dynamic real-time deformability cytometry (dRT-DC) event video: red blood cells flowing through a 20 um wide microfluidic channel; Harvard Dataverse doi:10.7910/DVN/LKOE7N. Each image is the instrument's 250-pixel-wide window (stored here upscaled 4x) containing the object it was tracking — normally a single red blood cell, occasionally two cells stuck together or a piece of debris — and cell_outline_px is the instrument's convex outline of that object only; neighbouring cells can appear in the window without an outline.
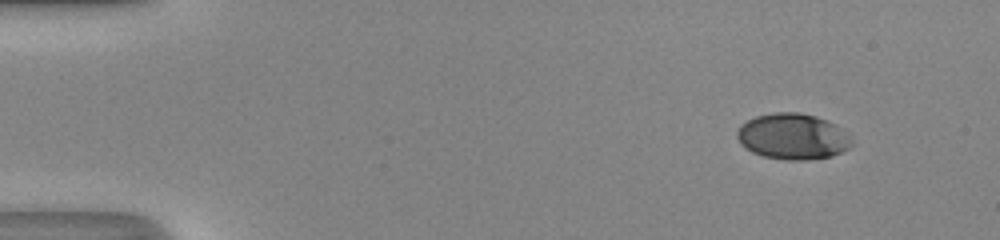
{"species": "human", "species_latin": "Homo sapiens", "temperature_condition": "room temperature", "stored_images_in_passage": 46, "camera_frame_rate_fps": 3000, "um_per_image_px": 0.085, "donor": {"sex": "male"}, "frame": {"image": 1, "passage_image": 1, "time_ms": 0.0, "image_size_px": [1000, 240], "cell_outline_px": [[852, 144], [848, 148], [832, 156], [804, 160], [784, 160], [764, 156], [752, 152], [740, 144], [736, 136], [736, 132], [740, 124], [756, 116], [772, 112], [800, 112], [816, 116], [828, 120], [848, 136], [852, 140]], "centroid_in_image_um": [67.33, 11.59], "position_along_channel_um": 17.7, "area_um2": 30.63}}
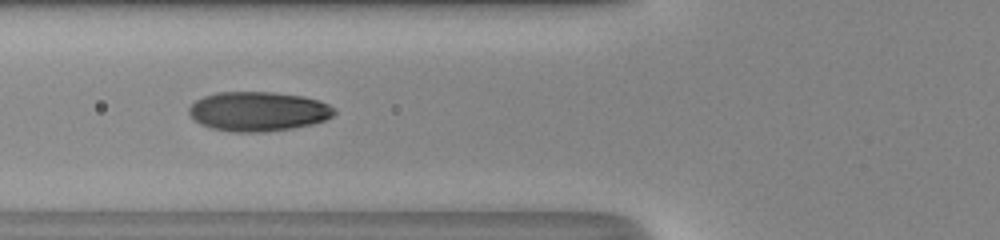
{"frame": {"image": 2, "passage_image": 16, "time_ms": 5.0, "image_size_px": [1000, 240], "cell_outline_px": [[336, 112], [332, 116], [324, 120], [312, 124], [292, 128], [264, 132], [232, 132], [212, 128], [200, 124], [188, 112], [188, 108], [196, 100], [204, 96], [216, 92], [272, 92], [304, 96], [320, 100], [336, 108]], "centroid_in_image_um": [21.96, 9.46], "position_along_channel_um": 103.8, "area_um2": 33.52}}
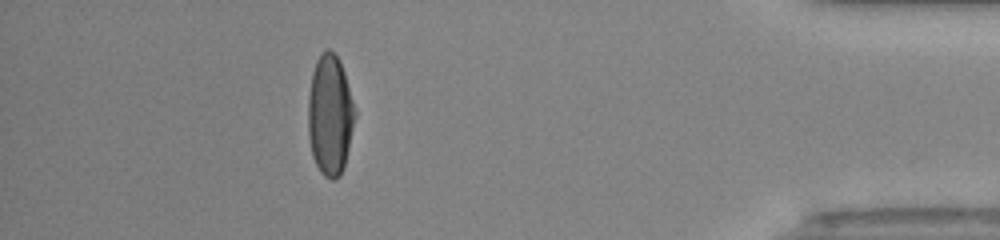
{"frame": {"image": 3, "passage_image": 41, "time_ms": 13.333, "image_size_px": [1000, 240], "cell_outline_px": [[356, 116], [344, 168], [340, 176], [336, 180], [332, 180], [324, 176], [320, 172], [312, 156], [308, 136], [308, 96], [312, 72], [316, 60], [320, 52], [324, 48], [328, 48], [340, 60], [356, 108]], "centroid_in_image_um": [28.05, 9.78], "position_along_channel_um": 407.1, "area_um2": 33.47}, "authors_computed_cell_mechanics": {"area_um2": 32.7148, "velocity_mm_per_s": 4.2108, "shape_relaxation_time_tau1_ms": 3.8693, "shape_relaxation_time_tau2_ms": null, "deformation_change_tau1": 0.2079, "deformation_change_tau2": null}}